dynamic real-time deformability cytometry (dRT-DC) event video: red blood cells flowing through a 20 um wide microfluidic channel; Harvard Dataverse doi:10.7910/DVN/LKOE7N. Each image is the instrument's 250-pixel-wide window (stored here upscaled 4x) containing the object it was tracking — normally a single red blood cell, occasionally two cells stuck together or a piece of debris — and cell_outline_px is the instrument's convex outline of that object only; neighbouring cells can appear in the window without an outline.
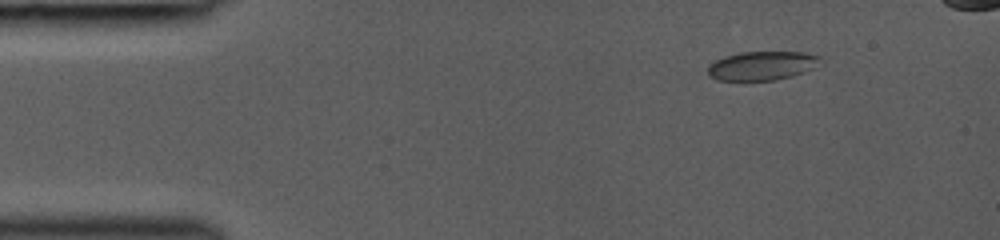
{"species": "common noctule bat (a hibernating species)", "species_latin": "Nyctalus noctula", "temperature_condition": "room temperature", "stored_images_in_passage": 55, "camera_frame_rate_fps": 3000, "um_per_image_px": 0.085, "animal": {"sex": "female", "body_mass_g": 19.0, "forearm_length_mm": 53.3}, "frame": {"image": 1, "passage_image": 1, "time_ms": 0.0, "image_size_px": [1000, 240], "cell_outline_px": [[824, 60], [812, 68], [804, 72], [792, 76], [776, 80], [716, 80], [708, 76], [708, 64], [724, 56], [740, 52], [804, 52], [820, 56]], "centroid_in_image_um": [64.76, 5.58], "position_along_channel_um": 20.2, "area_um2": 19.07}}
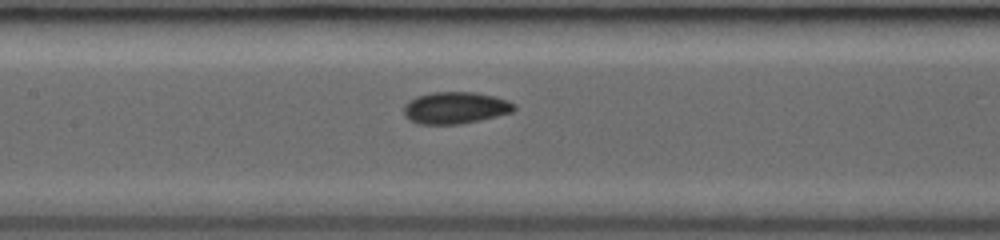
{"frame": {"image": 2, "passage_image": 16, "time_ms": 5.333, "image_size_px": [1000, 240], "cell_outline_px": [[516, 108], [512, 112], [480, 120], [460, 124], [416, 124], [408, 120], [404, 116], [404, 104], [416, 96], [432, 92], [472, 92], [496, 96], [508, 100], [516, 104]], "centroid_in_image_um": [38.69, 9.16], "position_along_channel_um": 168.7, "area_um2": 20.69}}
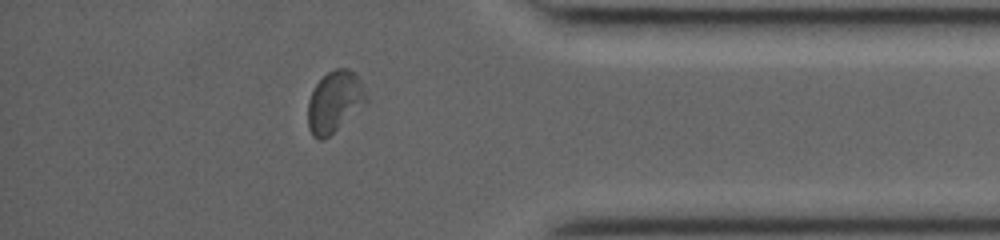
{"frame": {"image": 3, "passage_image": 43, "time_ms": 11.0, "image_size_px": [1000, 240], "cell_outline_px": [[368, 100], [364, 104], [324, 140], [320, 140], [312, 136], [308, 128], [308, 100], [316, 84], [328, 72], [336, 68], [348, 68], [356, 72], [364, 84], [368, 96]], "centroid_in_image_um": [28.45, 8.62], "position_along_channel_um": 406.7, "area_um2": 20.87}}